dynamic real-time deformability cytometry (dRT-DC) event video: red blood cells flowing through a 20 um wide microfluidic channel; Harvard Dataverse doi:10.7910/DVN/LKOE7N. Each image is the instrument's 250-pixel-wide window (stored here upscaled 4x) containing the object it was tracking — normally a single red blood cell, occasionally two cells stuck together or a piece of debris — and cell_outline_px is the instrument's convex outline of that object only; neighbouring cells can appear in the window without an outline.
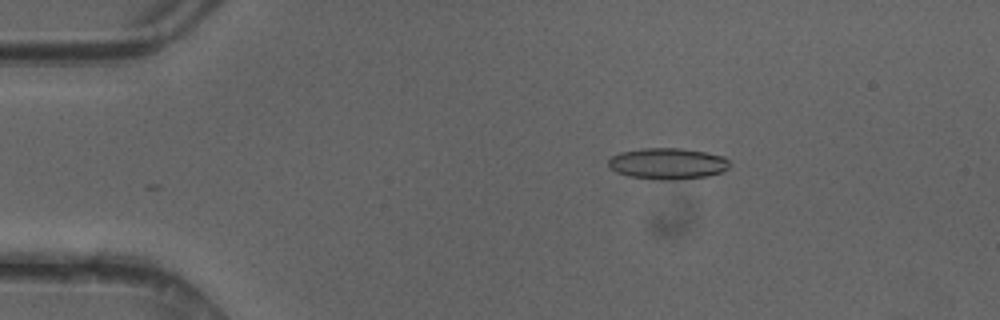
{"species": "common noctule bat (a hibernating species)", "species_latin": "Nyctalus noctula", "temperature_condition": "cold", "stored_images_in_passage": 38, "camera_frame_rate_fps": 3000, "um_per_image_px": 0.085, "animal": {"sex": "female"}, "frame": {"image": 1, "passage_image": 5, "time_ms": 1.333, "image_size_px": [1000, 320], "cell_outline_px": [[732, 164], [728, 168], [720, 172], [708, 176], [672, 180], [664, 180], [628, 176], [616, 172], [608, 168], [608, 160], [612, 156], [620, 152], [640, 148], [680, 148], [704, 152], [724, 156]], "centroid_in_image_um": [56.73, 13.9], "position_along_channel_um": 28.3, "area_um2": 22.2}}
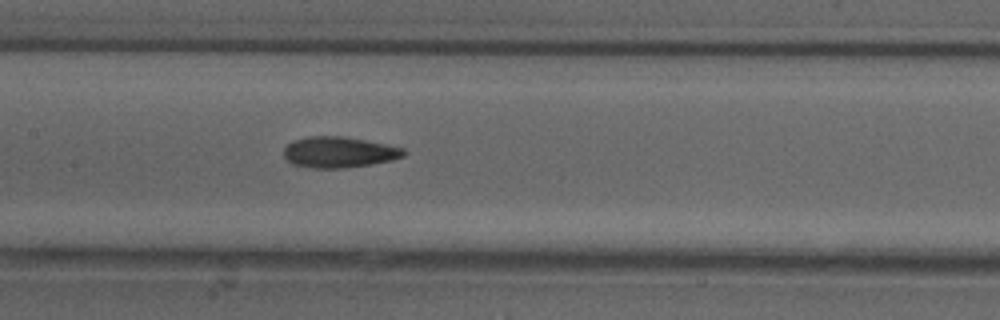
{"frame": {"image": 2, "passage_image": 20, "time_ms": 6.333, "image_size_px": [1000, 320], "cell_outline_px": [[408, 152], [404, 156], [392, 160], [344, 168], [312, 168], [292, 164], [284, 156], [284, 148], [292, 140], [308, 136], [344, 136], [404, 148]], "centroid_in_image_um": [28.8, 12.93], "position_along_channel_um": 178.6, "area_um2": 21.56}}
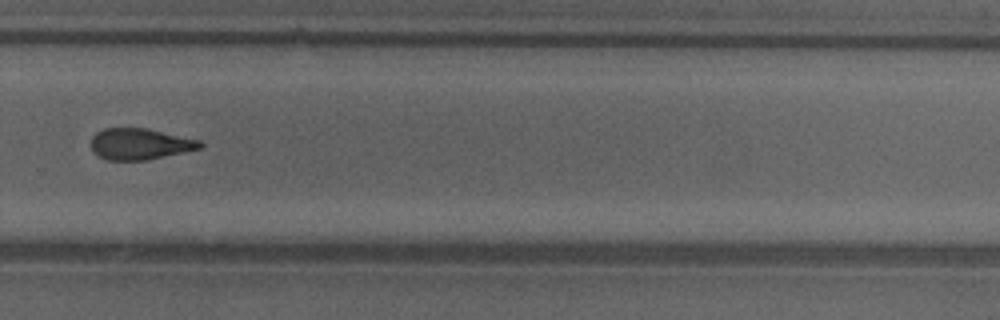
{"frame": {"image": 3, "passage_image": 30, "time_ms": 9.667, "image_size_px": [1000, 320], "cell_outline_px": [[204, 144], [200, 148], [184, 152], [148, 160], [108, 160], [92, 152], [92, 136], [96, 132], [104, 128], [148, 128], [200, 140]], "centroid_in_image_um": [11.9, 12.23], "position_along_channel_um": 317.9, "area_um2": 19.88}, "authors_computed_cell_mechanics": {"area_um2": 21.3282, "velocity_mm_per_s": 4.2078, "shape_relaxation_time_tau1_ms": 7.0589, "shape_relaxation_time_tau2_ms": 2.6383, "deformation_change_tau1": 0.1784, "deformation_change_tau2": 0.1004}}